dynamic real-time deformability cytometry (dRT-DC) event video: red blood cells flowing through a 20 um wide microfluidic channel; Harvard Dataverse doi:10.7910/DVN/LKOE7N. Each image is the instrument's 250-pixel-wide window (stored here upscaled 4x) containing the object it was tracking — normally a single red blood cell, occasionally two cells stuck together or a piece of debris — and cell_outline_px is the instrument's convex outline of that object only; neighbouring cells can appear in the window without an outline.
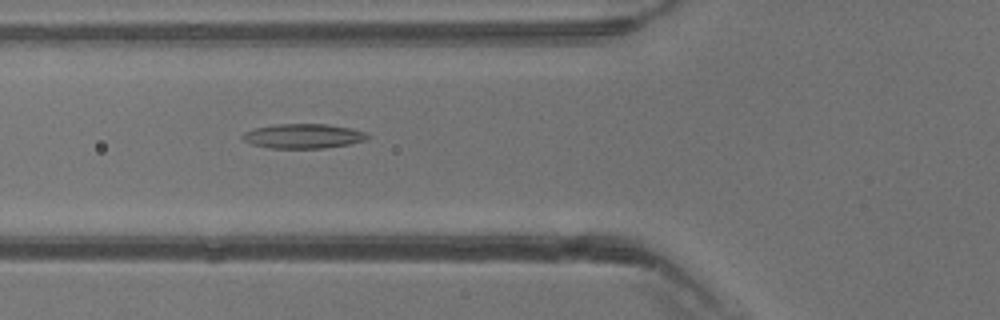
{"species": "common noctule bat (a hibernating species)", "species_latin": "Nyctalus noctula", "temperature_condition": "warm", "stored_images_in_passage": 39, "camera_frame_rate_fps": 3000, "um_per_image_px": 0.085, "animal": {"sex": "male", "body_mass_g": 13.3}, "frame": {"image": 1, "passage_image": 14, "time_ms": 4.333, "image_size_px": [1000, 320], "cell_outline_px": [[372, 136], [368, 140], [348, 144], [324, 148], [268, 148], [252, 144], [244, 140], [240, 136], [244, 132], [256, 128], [276, 124], [328, 124], [352, 128], [368, 132]], "centroid_in_image_um": [25.84, 11.56], "position_along_channel_um": 100.0, "area_um2": 18.09}}
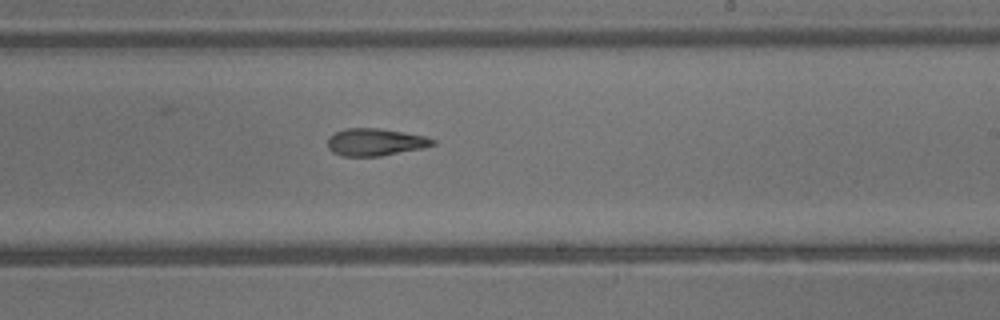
{"frame": {"image": 2, "passage_image": 23, "time_ms": 7.333, "image_size_px": [1000, 320], "cell_outline_px": [[436, 144], [420, 148], [380, 156], [344, 156], [332, 152], [328, 148], [328, 136], [344, 128], [376, 128], [404, 132], [424, 136], [436, 140]], "centroid_in_image_um": [31.86, 12.07], "position_along_channel_um": 257.1, "area_um2": 16.59}}
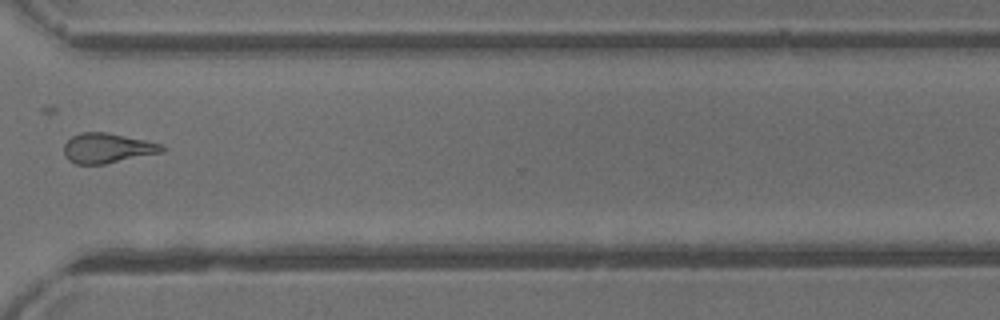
{"frame": {"image": 3, "passage_image": 29, "time_ms": 9.333, "image_size_px": [1000, 320], "cell_outline_px": [[168, 148], [164, 152], [104, 164], [76, 164], [68, 160], [64, 156], [64, 144], [72, 136], [80, 132], [108, 132], [164, 144]], "centroid_in_image_um": [9.16, 12.59], "position_along_channel_um": 361.4, "area_um2": 17.34}}